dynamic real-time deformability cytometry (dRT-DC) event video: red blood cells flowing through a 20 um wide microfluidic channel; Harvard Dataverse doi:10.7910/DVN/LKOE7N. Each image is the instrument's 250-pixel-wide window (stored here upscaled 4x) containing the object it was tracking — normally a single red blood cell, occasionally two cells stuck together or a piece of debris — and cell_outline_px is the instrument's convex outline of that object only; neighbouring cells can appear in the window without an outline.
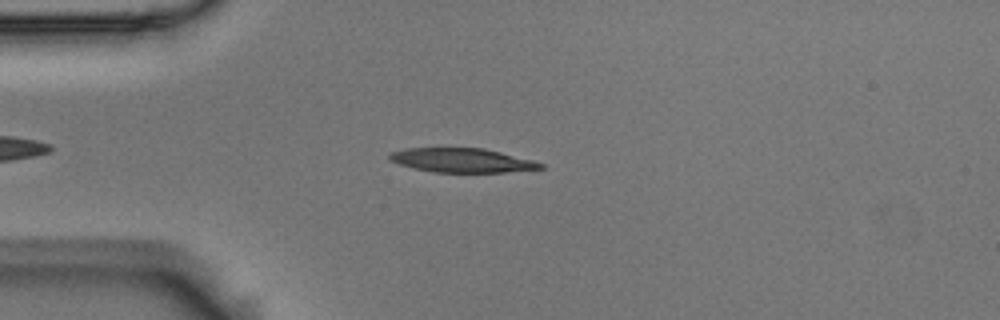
{"species": "Egyptian fruit bat (a non-hibernating species)", "species_latin": "Rousettus aegyptiacus", "temperature_condition": "room temperature", "stored_images_in_passage": 47, "camera_frame_rate_fps": 3000, "um_per_image_px": 0.085, "animal": {"sex": "male"}, "frame": {"image": 1, "passage_image": 9, "time_ms": 2.667, "image_size_px": [1000, 320], "cell_outline_px": [[544, 168], [504, 172], [432, 172], [412, 168], [400, 164], [392, 160], [388, 156], [392, 152], [404, 148], [484, 148], [532, 160], [544, 164]], "centroid_in_image_um": [39.26, 13.62], "position_along_channel_um": 45.7, "area_um2": 21.04}}
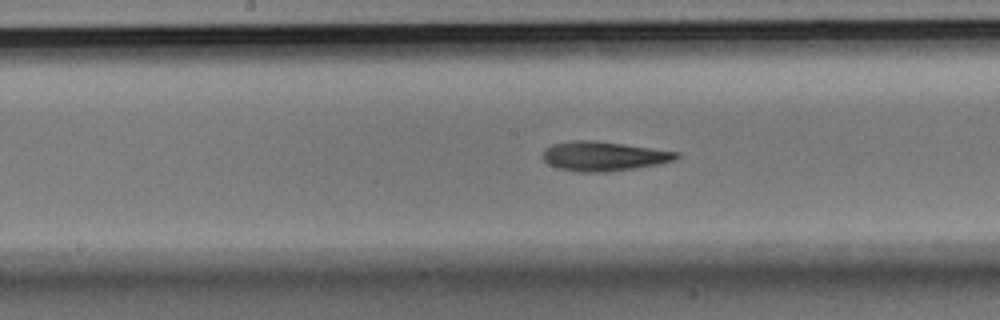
{"frame": {"image": 2, "passage_image": 23, "time_ms": 7.333, "image_size_px": [1000, 320], "cell_outline_px": [[680, 156], [676, 160], [656, 164], [632, 168], [604, 172], [580, 172], [560, 168], [548, 164], [540, 156], [544, 148], [552, 144], [572, 140], [592, 140], [680, 152]], "centroid_in_image_um": [51.26, 13.27], "position_along_channel_um": 196.9, "area_um2": 22.77}}
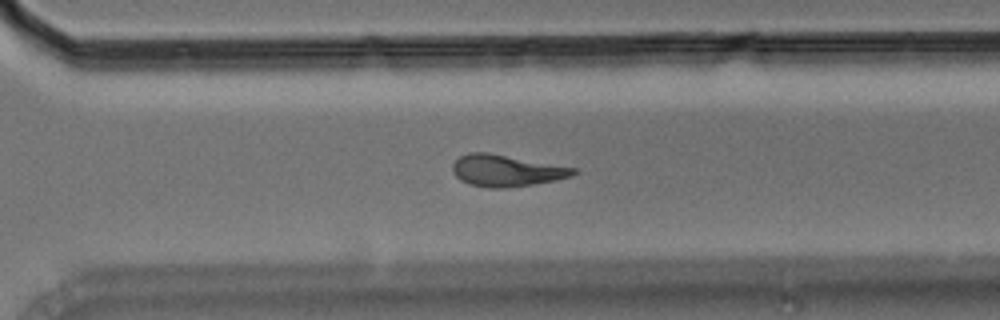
{"frame": {"image": 3, "passage_image": 34, "time_ms": 11.0, "image_size_px": [1000, 320], "cell_outline_px": [[576, 172], [572, 176], [556, 180], [532, 184], [504, 188], [488, 188], [468, 184], [460, 180], [452, 172], [452, 164], [460, 156], [468, 152], [488, 152], [576, 168]], "centroid_in_image_um": [42.99, 14.5], "position_along_channel_um": 327.6, "area_um2": 22.25}, "authors_computed_cell_mechanics": {"area_um2": 22.0796, "velocity_mm_per_s": 3.5803, "shape_relaxation_time_tau1_ms": 9.2056, "shape_relaxation_time_tau2_ms": 6.2743, "deformation_change_tau1": 0.244, "deformation_change_tau2": 0.1781}}